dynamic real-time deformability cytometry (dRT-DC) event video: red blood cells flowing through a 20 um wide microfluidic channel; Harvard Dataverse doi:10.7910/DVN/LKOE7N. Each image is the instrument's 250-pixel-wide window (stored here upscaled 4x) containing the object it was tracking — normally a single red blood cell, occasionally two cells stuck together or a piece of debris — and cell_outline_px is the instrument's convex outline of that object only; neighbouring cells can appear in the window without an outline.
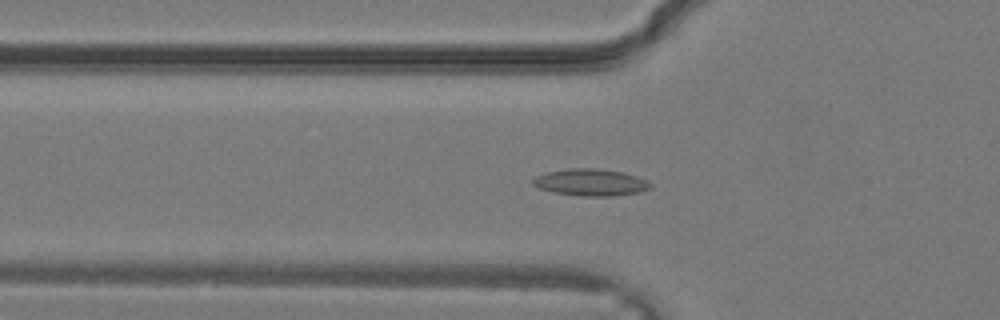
{"species": "common noctule bat (a hibernating species)", "species_latin": "Nyctalus noctula", "temperature_condition": "warm", "stored_images_in_passage": 34, "camera_frame_rate_fps": 3000, "um_per_image_px": 0.085, "animal": {"sex": "male", "body_mass_g": 19.2, "forearm_length_mm": 51.8}, "frame": {"image": 1, "passage_image": 12, "time_ms": 3.667, "image_size_px": [1000, 320], "cell_outline_px": [[652, 188], [640, 192], [612, 196], [580, 196], [556, 192], [540, 188], [532, 184], [532, 180], [536, 176], [544, 172], [568, 168], [596, 168], [624, 172], [636, 176], [652, 184]], "centroid_in_image_um": [50.21, 15.49], "position_along_channel_um": 75.6, "area_um2": 18.44}}
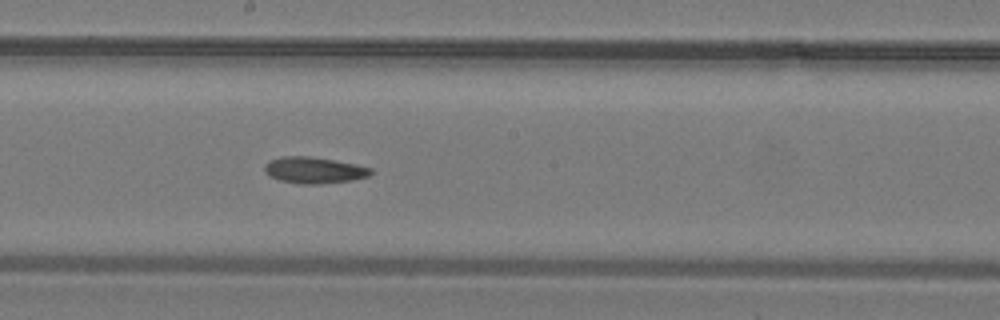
{"frame": {"image": 2, "passage_image": 19, "time_ms": 6.0, "image_size_px": [1000, 320], "cell_outline_px": [[372, 172], [368, 176], [352, 180], [320, 184], [300, 184], [280, 180], [268, 176], [264, 172], [264, 164], [268, 160], [284, 156], [312, 156], [356, 164], [372, 168]], "centroid_in_image_um": [26.66, 14.46], "position_along_channel_um": 221.5, "area_um2": 16.47}}
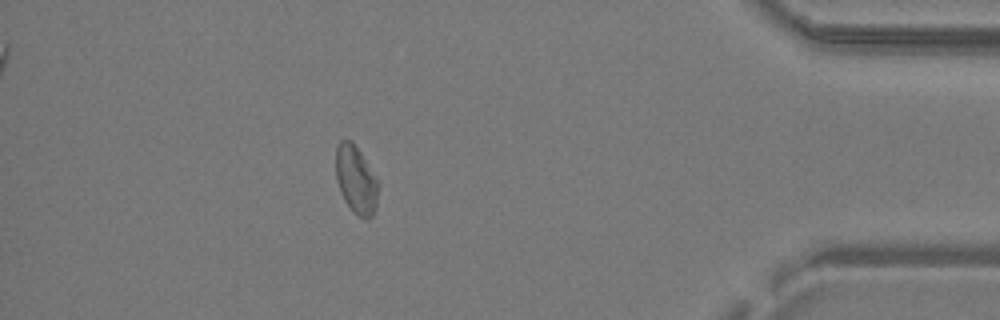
{"frame": {"image": 3, "passage_image": 30, "time_ms": 9.667, "image_size_px": [1000, 320], "cell_outline_px": [[380, 184], [376, 204], [372, 216], [368, 220], [364, 220], [352, 212], [344, 200], [340, 192], [336, 180], [336, 148], [340, 140], [352, 140], [380, 180]], "centroid_in_image_um": [30.29, 15.3], "position_along_channel_um": 404.9, "area_um2": 17.34}}